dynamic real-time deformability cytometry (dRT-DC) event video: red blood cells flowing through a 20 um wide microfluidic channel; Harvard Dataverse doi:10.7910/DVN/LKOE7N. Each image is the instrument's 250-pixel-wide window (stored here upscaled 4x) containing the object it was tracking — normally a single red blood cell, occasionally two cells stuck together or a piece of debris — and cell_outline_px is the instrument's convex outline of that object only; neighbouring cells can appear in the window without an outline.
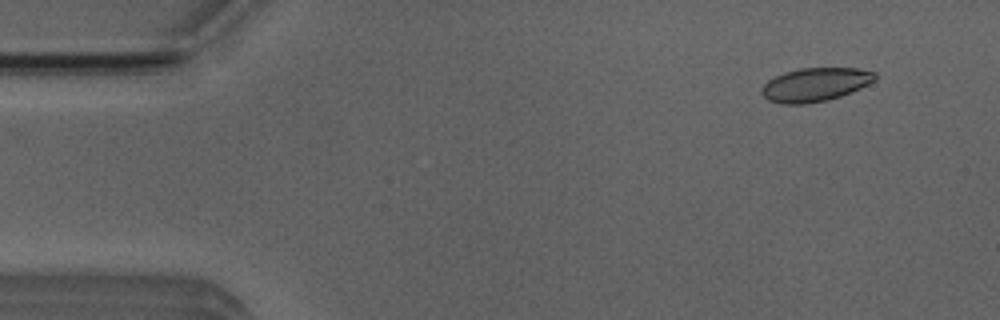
{"species": "Egyptian fruit bat (a non-hibernating species)", "species_latin": "Rousettus aegyptiacus", "temperature_condition": "room temperature", "stored_images_in_passage": 13, "camera_frame_rate_fps": 3000, "um_per_image_px": 0.085, "animal": {"sex": "male"}, "frame": {"image": 1, "passage_image": 4, "time_ms": 1.0, "image_size_px": [1000, 320], "cell_outline_px": [[876, 80], [860, 88], [840, 96], [828, 100], [804, 104], [784, 104], [768, 100], [764, 96], [760, 88], [768, 80], [784, 72], [800, 68], [860, 68], [876, 72]], "centroid_in_image_um": [69.3, 7.18], "position_along_channel_um": 15.7, "area_um2": 22.2}}